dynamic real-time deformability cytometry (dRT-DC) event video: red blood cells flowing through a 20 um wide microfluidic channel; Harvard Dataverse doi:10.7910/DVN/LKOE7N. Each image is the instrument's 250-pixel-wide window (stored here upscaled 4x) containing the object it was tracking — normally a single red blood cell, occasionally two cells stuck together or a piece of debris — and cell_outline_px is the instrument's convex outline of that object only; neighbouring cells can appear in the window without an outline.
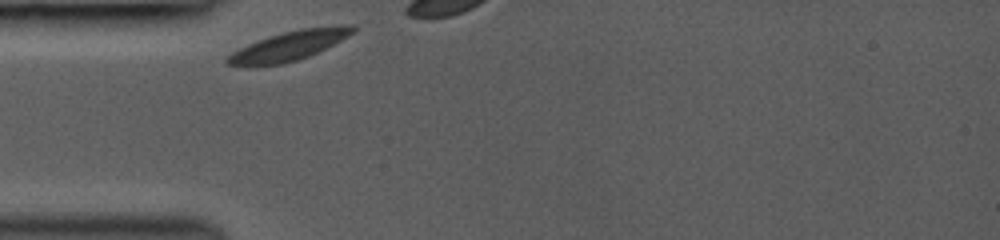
{"species": "common noctule bat (a hibernating species)", "species_latin": "Nyctalus noctula", "temperature_condition": "room temperature", "stored_images_in_passage": 3, "camera_frame_rate_fps": 3000, "um_per_image_px": 0.085, "animal": {"sex": "female", "body_mass_g": 19.0, "forearm_length_mm": 53.3}, "frame": {"image": 1, "passage_image": 1, "time_ms": 0.0, "image_size_px": [1000, 240], "cell_outline_px": [[356, 28], [348, 36], [308, 56], [284, 64], [224, 64], [224, 60], [232, 52], [256, 40], [268, 36], [300, 28], [344, 24], [356, 24]], "centroid_in_image_um": [24.61, 3.84], "position_along_channel_um": 60.4, "area_um2": 21.04}}